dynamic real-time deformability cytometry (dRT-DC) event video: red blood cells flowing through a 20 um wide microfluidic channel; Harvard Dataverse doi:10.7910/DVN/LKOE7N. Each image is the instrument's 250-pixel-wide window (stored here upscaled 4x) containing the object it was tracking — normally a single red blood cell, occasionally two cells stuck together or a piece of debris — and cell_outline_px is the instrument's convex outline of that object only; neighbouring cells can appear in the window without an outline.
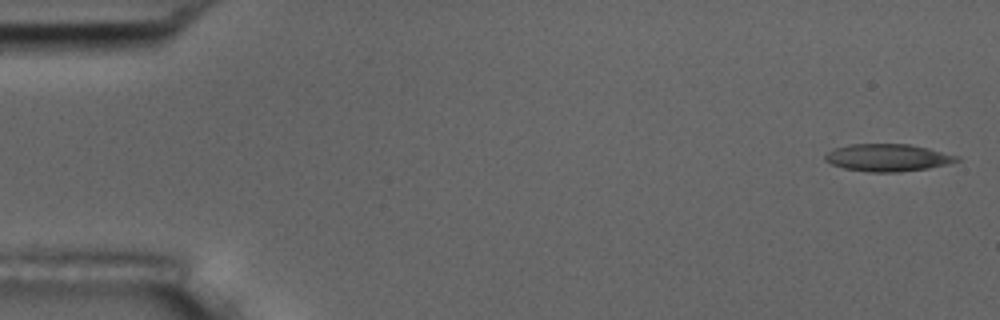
{"species": "common noctule bat (a hibernating species)", "species_latin": "Nyctalus noctula", "temperature_condition": "room temperature", "stored_images_in_passage": 5, "camera_frame_rate_fps": 3000, "um_per_image_px": 0.085, "animal": {"sex": "male", "body_mass_g": 17.5, "forearm_length_mm": 52.3}, "frame": {"image": 1, "passage_image": 1, "time_ms": 0.0, "image_size_px": [1000, 320], "cell_outline_px": [[960, 160], [948, 164], [928, 168], [896, 172], [868, 172], [844, 168], [832, 164], [824, 160], [824, 156], [832, 148], [848, 144], [908, 144], [928, 148], [960, 156]], "centroid_in_image_um": [75.44, 13.39], "position_along_channel_um": 9.6, "area_um2": 21.04}}
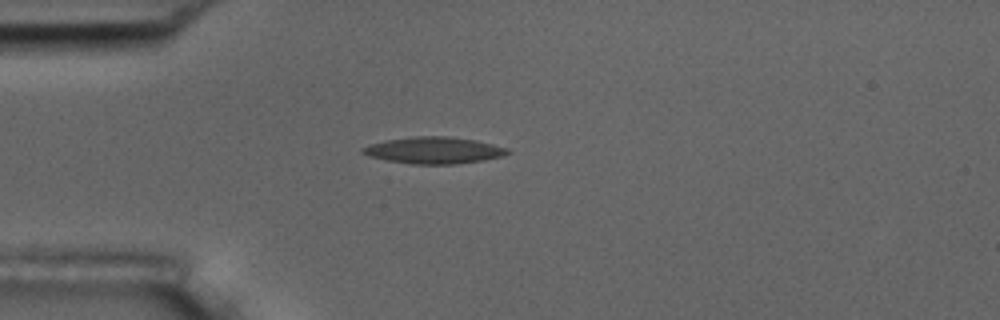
{"frame": {"image": 2, "passage_image": 4, "time_ms": 4.333, "image_size_px": [1000, 320], "cell_outline_px": [[512, 152], [504, 156], [484, 160], [456, 164], [412, 164], [388, 160], [368, 156], [360, 152], [360, 148], [368, 144], [388, 140], [412, 136], [448, 136], [476, 140], [508, 148]], "centroid_in_image_um": [36.89, 12.77], "position_along_channel_um": 48.1, "area_um2": 22.66}}